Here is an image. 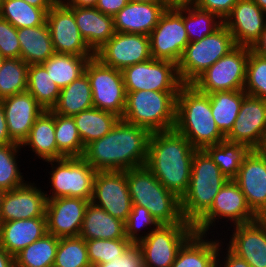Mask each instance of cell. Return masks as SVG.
<instances>
[{"label": "cell", "instance_id": "20", "mask_svg": "<svg viewBox=\"0 0 266 267\" xmlns=\"http://www.w3.org/2000/svg\"><path fill=\"white\" fill-rule=\"evenodd\" d=\"M245 195L251 211L259 218L266 211V158L251 150L233 179Z\"/></svg>", "mask_w": 266, "mask_h": 267}, {"label": "cell", "instance_id": "42", "mask_svg": "<svg viewBox=\"0 0 266 267\" xmlns=\"http://www.w3.org/2000/svg\"><path fill=\"white\" fill-rule=\"evenodd\" d=\"M222 25L223 21L212 12L202 10L195 5L184 7V26L189 43L211 35Z\"/></svg>", "mask_w": 266, "mask_h": 267}, {"label": "cell", "instance_id": "59", "mask_svg": "<svg viewBox=\"0 0 266 267\" xmlns=\"http://www.w3.org/2000/svg\"><path fill=\"white\" fill-rule=\"evenodd\" d=\"M256 150L266 158V132L264 133L260 146Z\"/></svg>", "mask_w": 266, "mask_h": 267}, {"label": "cell", "instance_id": "31", "mask_svg": "<svg viewBox=\"0 0 266 267\" xmlns=\"http://www.w3.org/2000/svg\"><path fill=\"white\" fill-rule=\"evenodd\" d=\"M29 147L40 160L57 159V144L55 138V113L44 110L36 119L28 137L21 147Z\"/></svg>", "mask_w": 266, "mask_h": 267}, {"label": "cell", "instance_id": "64", "mask_svg": "<svg viewBox=\"0 0 266 267\" xmlns=\"http://www.w3.org/2000/svg\"><path fill=\"white\" fill-rule=\"evenodd\" d=\"M259 219L266 222V211L259 217Z\"/></svg>", "mask_w": 266, "mask_h": 267}, {"label": "cell", "instance_id": "39", "mask_svg": "<svg viewBox=\"0 0 266 267\" xmlns=\"http://www.w3.org/2000/svg\"><path fill=\"white\" fill-rule=\"evenodd\" d=\"M27 92L44 110L49 111L58 101L60 88L53 82L41 64H31L28 67Z\"/></svg>", "mask_w": 266, "mask_h": 267}, {"label": "cell", "instance_id": "58", "mask_svg": "<svg viewBox=\"0 0 266 267\" xmlns=\"http://www.w3.org/2000/svg\"><path fill=\"white\" fill-rule=\"evenodd\" d=\"M28 4L41 8L51 9L59 0H24Z\"/></svg>", "mask_w": 266, "mask_h": 267}, {"label": "cell", "instance_id": "23", "mask_svg": "<svg viewBox=\"0 0 266 267\" xmlns=\"http://www.w3.org/2000/svg\"><path fill=\"white\" fill-rule=\"evenodd\" d=\"M232 227L227 247L251 267H266V222L258 218Z\"/></svg>", "mask_w": 266, "mask_h": 267}, {"label": "cell", "instance_id": "11", "mask_svg": "<svg viewBox=\"0 0 266 267\" xmlns=\"http://www.w3.org/2000/svg\"><path fill=\"white\" fill-rule=\"evenodd\" d=\"M84 73L90 82L94 107L122 118L126 104L122 71L106 66L93 57L87 62Z\"/></svg>", "mask_w": 266, "mask_h": 267}, {"label": "cell", "instance_id": "51", "mask_svg": "<svg viewBox=\"0 0 266 267\" xmlns=\"http://www.w3.org/2000/svg\"><path fill=\"white\" fill-rule=\"evenodd\" d=\"M225 242L220 240L219 252H218V259H217V267H251L244 259L240 258L236 254H234L227 246L226 250L223 249ZM223 244V245H222ZM222 249V250H221ZM226 252H224V251ZM222 252L226 253L225 257ZM222 254V255H220ZM224 257V258H223ZM222 258V260L220 259Z\"/></svg>", "mask_w": 266, "mask_h": 267}, {"label": "cell", "instance_id": "19", "mask_svg": "<svg viewBox=\"0 0 266 267\" xmlns=\"http://www.w3.org/2000/svg\"><path fill=\"white\" fill-rule=\"evenodd\" d=\"M89 200L62 197L47 200V233L58 238L79 236Z\"/></svg>", "mask_w": 266, "mask_h": 267}, {"label": "cell", "instance_id": "61", "mask_svg": "<svg viewBox=\"0 0 266 267\" xmlns=\"http://www.w3.org/2000/svg\"><path fill=\"white\" fill-rule=\"evenodd\" d=\"M266 13V0H252Z\"/></svg>", "mask_w": 266, "mask_h": 267}, {"label": "cell", "instance_id": "21", "mask_svg": "<svg viewBox=\"0 0 266 267\" xmlns=\"http://www.w3.org/2000/svg\"><path fill=\"white\" fill-rule=\"evenodd\" d=\"M223 24L236 46L252 48L266 25V13L252 0H239Z\"/></svg>", "mask_w": 266, "mask_h": 267}, {"label": "cell", "instance_id": "1", "mask_svg": "<svg viewBox=\"0 0 266 267\" xmlns=\"http://www.w3.org/2000/svg\"><path fill=\"white\" fill-rule=\"evenodd\" d=\"M151 132L119 119L111 131L85 146L82 158L96 171H126L146 165Z\"/></svg>", "mask_w": 266, "mask_h": 267}, {"label": "cell", "instance_id": "44", "mask_svg": "<svg viewBox=\"0 0 266 267\" xmlns=\"http://www.w3.org/2000/svg\"><path fill=\"white\" fill-rule=\"evenodd\" d=\"M20 144L0 145V187L5 191L24 185L27 181L19 169L18 156Z\"/></svg>", "mask_w": 266, "mask_h": 267}, {"label": "cell", "instance_id": "13", "mask_svg": "<svg viewBox=\"0 0 266 267\" xmlns=\"http://www.w3.org/2000/svg\"><path fill=\"white\" fill-rule=\"evenodd\" d=\"M148 36L153 59L178 64L189 43L184 26V7L167 8Z\"/></svg>", "mask_w": 266, "mask_h": 267}, {"label": "cell", "instance_id": "8", "mask_svg": "<svg viewBox=\"0 0 266 267\" xmlns=\"http://www.w3.org/2000/svg\"><path fill=\"white\" fill-rule=\"evenodd\" d=\"M45 162L52 167L48 172L50 194L45 191L47 200L62 197L91 200L97 171L82 157H64Z\"/></svg>", "mask_w": 266, "mask_h": 267}, {"label": "cell", "instance_id": "35", "mask_svg": "<svg viewBox=\"0 0 266 267\" xmlns=\"http://www.w3.org/2000/svg\"><path fill=\"white\" fill-rule=\"evenodd\" d=\"M93 57L95 56L54 53L41 65L53 82L62 89L84 74L87 62Z\"/></svg>", "mask_w": 266, "mask_h": 267}, {"label": "cell", "instance_id": "22", "mask_svg": "<svg viewBox=\"0 0 266 267\" xmlns=\"http://www.w3.org/2000/svg\"><path fill=\"white\" fill-rule=\"evenodd\" d=\"M46 204V192L34 182L27 181L24 185L5 192L0 223L46 217Z\"/></svg>", "mask_w": 266, "mask_h": 267}, {"label": "cell", "instance_id": "17", "mask_svg": "<svg viewBox=\"0 0 266 267\" xmlns=\"http://www.w3.org/2000/svg\"><path fill=\"white\" fill-rule=\"evenodd\" d=\"M46 23L55 53L95 56L81 36L74 13L60 0L47 13Z\"/></svg>", "mask_w": 266, "mask_h": 267}, {"label": "cell", "instance_id": "63", "mask_svg": "<svg viewBox=\"0 0 266 267\" xmlns=\"http://www.w3.org/2000/svg\"><path fill=\"white\" fill-rule=\"evenodd\" d=\"M4 60H5V58L2 56V53L0 52V69H1V66H2Z\"/></svg>", "mask_w": 266, "mask_h": 267}, {"label": "cell", "instance_id": "45", "mask_svg": "<svg viewBox=\"0 0 266 267\" xmlns=\"http://www.w3.org/2000/svg\"><path fill=\"white\" fill-rule=\"evenodd\" d=\"M85 242L92 267L119 258L132 245L128 239H92Z\"/></svg>", "mask_w": 266, "mask_h": 267}, {"label": "cell", "instance_id": "60", "mask_svg": "<svg viewBox=\"0 0 266 267\" xmlns=\"http://www.w3.org/2000/svg\"><path fill=\"white\" fill-rule=\"evenodd\" d=\"M130 2H139V3H164L163 0H128Z\"/></svg>", "mask_w": 266, "mask_h": 267}, {"label": "cell", "instance_id": "32", "mask_svg": "<svg viewBox=\"0 0 266 267\" xmlns=\"http://www.w3.org/2000/svg\"><path fill=\"white\" fill-rule=\"evenodd\" d=\"M94 107L89 79L84 73L69 85L60 89V94L52 112L62 116H74Z\"/></svg>", "mask_w": 266, "mask_h": 267}, {"label": "cell", "instance_id": "18", "mask_svg": "<svg viewBox=\"0 0 266 267\" xmlns=\"http://www.w3.org/2000/svg\"><path fill=\"white\" fill-rule=\"evenodd\" d=\"M266 132V99L246 95L226 141L247 145L256 150Z\"/></svg>", "mask_w": 266, "mask_h": 267}, {"label": "cell", "instance_id": "6", "mask_svg": "<svg viewBox=\"0 0 266 267\" xmlns=\"http://www.w3.org/2000/svg\"><path fill=\"white\" fill-rule=\"evenodd\" d=\"M179 91L139 90L126 92L121 119L151 133L174 129L176 97Z\"/></svg>", "mask_w": 266, "mask_h": 267}, {"label": "cell", "instance_id": "7", "mask_svg": "<svg viewBox=\"0 0 266 267\" xmlns=\"http://www.w3.org/2000/svg\"><path fill=\"white\" fill-rule=\"evenodd\" d=\"M236 47L233 36L223 24L211 35L187 44L177 64L183 84H191L217 60Z\"/></svg>", "mask_w": 266, "mask_h": 267}, {"label": "cell", "instance_id": "15", "mask_svg": "<svg viewBox=\"0 0 266 267\" xmlns=\"http://www.w3.org/2000/svg\"><path fill=\"white\" fill-rule=\"evenodd\" d=\"M90 202L126 222L132 210L126 171H97Z\"/></svg>", "mask_w": 266, "mask_h": 267}, {"label": "cell", "instance_id": "57", "mask_svg": "<svg viewBox=\"0 0 266 267\" xmlns=\"http://www.w3.org/2000/svg\"><path fill=\"white\" fill-rule=\"evenodd\" d=\"M167 8H178L195 5L197 0H163Z\"/></svg>", "mask_w": 266, "mask_h": 267}, {"label": "cell", "instance_id": "41", "mask_svg": "<svg viewBox=\"0 0 266 267\" xmlns=\"http://www.w3.org/2000/svg\"><path fill=\"white\" fill-rule=\"evenodd\" d=\"M29 65L21 58H7L0 69V100L27 91Z\"/></svg>", "mask_w": 266, "mask_h": 267}, {"label": "cell", "instance_id": "26", "mask_svg": "<svg viewBox=\"0 0 266 267\" xmlns=\"http://www.w3.org/2000/svg\"><path fill=\"white\" fill-rule=\"evenodd\" d=\"M89 48L95 53L115 34L114 17L95 7H68Z\"/></svg>", "mask_w": 266, "mask_h": 267}, {"label": "cell", "instance_id": "16", "mask_svg": "<svg viewBox=\"0 0 266 267\" xmlns=\"http://www.w3.org/2000/svg\"><path fill=\"white\" fill-rule=\"evenodd\" d=\"M95 57L104 65L123 70L152 58L148 35L134 33L115 34L99 50Z\"/></svg>", "mask_w": 266, "mask_h": 267}, {"label": "cell", "instance_id": "36", "mask_svg": "<svg viewBox=\"0 0 266 267\" xmlns=\"http://www.w3.org/2000/svg\"><path fill=\"white\" fill-rule=\"evenodd\" d=\"M59 238L46 233L17 253L15 267H53Z\"/></svg>", "mask_w": 266, "mask_h": 267}, {"label": "cell", "instance_id": "37", "mask_svg": "<svg viewBox=\"0 0 266 267\" xmlns=\"http://www.w3.org/2000/svg\"><path fill=\"white\" fill-rule=\"evenodd\" d=\"M49 11L50 9L32 6L24 0H0V17L16 29L45 24Z\"/></svg>", "mask_w": 266, "mask_h": 267}, {"label": "cell", "instance_id": "38", "mask_svg": "<svg viewBox=\"0 0 266 267\" xmlns=\"http://www.w3.org/2000/svg\"><path fill=\"white\" fill-rule=\"evenodd\" d=\"M204 150L228 179H234L238 175L244 158L251 151L247 145L226 140L207 146Z\"/></svg>", "mask_w": 266, "mask_h": 267}, {"label": "cell", "instance_id": "29", "mask_svg": "<svg viewBox=\"0 0 266 267\" xmlns=\"http://www.w3.org/2000/svg\"><path fill=\"white\" fill-rule=\"evenodd\" d=\"M79 236L85 240L127 239L125 236V222L111 216L104 209L91 202L85 209Z\"/></svg>", "mask_w": 266, "mask_h": 267}, {"label": "cell", "instance_id": "12", "mask_svg": "<svg viewBox=\"0 0 266 267\" xmlns=\"http://www.w3.org/2000/svg\"><path fill=\"white\" fill-rule=\"evenodd\" d=\"M219 219L220 222L224 219L227 222L230 220L231 226L251 223L258 219L249 208L245 195L233 179H229L220 189L210 209L193 226L197 233L209 235L208 231L216 226V222L219 223Z\"/></svg>", "mask_w": 266, "mask_h": 267}, {"label": "cell", "instance_id": "56", "mask_svg": "<svg viewBox=\"0 0 266 267\" xmlns=\"http://www.w3.org/2000/svg\"><path fill=\"white\" fill-rule=\"evenodd\" d=\"M0 267H15V257L0 247Z\"/></svg>", "mask_w": 266, "mask_h": 267}, {"label": "cell", "instance_id": "3", "mask_svg": "<svg viewBox=\"0 0 266 267\" xmlns=\"http://www.w3.org/2000/svg\"><path fill=\"white\" fill-rule=\"evenodd\" d=\"M174 129L197 150H204L225 140L213 118L209 95L200 92L192 84H183L179 89Z\"/></svg>", "mask_w": 266, "mask_h": 267}, {"label": "cell", "instance_id": "30", "mask_svg": "<svg viewBox=\"0 0 266 267\" xmlns=\"http://www.w3.org/2000/svg\"><path fill=\"white\" fill-rule=\"evenodd\" d=\"M20 58L28 65L42 64L55 52L47 23L17 29Z\"/></svg>", "mask_w": 266, "mask_h": 267}, {"label": "cell", "instance_id": "54", "mask_svg": "<svg viewBox=\"0 0 266 267\" xmlns=\"http://www.w3.org/2000/svg\"><path fill=\"white\" fill-rule=\"evenodd\" d=\"M251 50L259 56L266 58V25L261 32L259 40L253 45Z\"/></svg>", "mask_w": 266, "mask_h": 267}, {"label": "cell", "instance_id": "53", "mask_svg": "<svg viewBox=\"0 0 266 267\" xmlns=\"http://www.w3.org/2000/svg\"><path fill=\"white\" fill-rule=\"evenodd\" d=\"M7 144H17V143H15L9 135L4 109L0 101V145H7Z\"/></svg>", "mask_w": 266, "mask_h": 267}, {"label": "cell", "instance_id": "43", "mask_svg": "<svg viewBox=\"0 0 266 267\" xmlns=\"http://www.w3.org/2000/svg\"><path fill=\"white\" fill-rule=\"evenodd\" d=\"M53 267H92L85 239L81 236L59 238Z\"/></svg>", "mask_w": 266, "mask_h": 267}, {"label": "cell", "instance_id": "62", "mask_svg": "<svg viewBox=\"0 0 266 267\" xmlns=\"http://www.w3.org/2000/svg\"><path fill=\"white\" fill-rule=\"evenodd\" d=\"M5 190L0 187V218H1V211H2V202L5 195Z\"/></svg>", "mask_w": 266, "mask_h": 267}, {"label": "cell", "instance_id": "48", "mask_svg": "<svg viewBox=\"0 0 266 267\" xmlns=\"http://www.w3.org/2000/svg\"><path fill=\"white\" fill-rule=\"evenodd\" d=\"M0 52L7 58H20V42L17 29L0 17Z\"/></svg>", "mask_w": 266, "mask_h": 267}, {"label": "cell", "instance_id": "14", "mask_svg": "<svg viewBox=\"0 0 266 267\" xmlns=\"http://www.w3.org/2000/svg\"><path fill=\"white\" fill-rule=\"evenodd\" d=\"M126 92L139 90L179 91L183 85L179 78L177 64L149 59L122 70Z\"/></svg>", "mask_w": 266, "mask_h": 267}, {"label": "cell", "instance_id": "25", "mask_svg": "<svg viewBox=\"0 0 266 267\" xmlns=\"http://www.w3.org/2000/svg\"><path fill=\"white\" fill-rule=\"evenodd\" d=\"M166 9L165 3L129 1L114 16L115 32L149 35Z\"/></svg>", "mask_w": 266, "mask_h": 267}, {"label": "cell", "instance_id": "52", "mask_svg": "<svg viewBox=\"0 0 266 267\" xmlns=\"http://www.w3.org/2000/svg\"><path fill=\"white\" fill-rule=\"evenodd\" d=\"M128 2V0H98L95 8L106 15L114 17Z\"/></svg>", "mask_w": 266, "mask_h": 267}, {"label": "cell", "instance_id": "9", "mask_svg": "<svg viewBox=\"0 0 266 267\" xmlns=\"http://www.w3.org/2000/svg\"><path fill=\"white\" fill-rule=\"evenodd\" d=\"M250 49L249 47L236 46L199 75L191 84L205 94L217 91L243 90Z\"/></svg>", "mask_w": 266, "mask_h": 267}, {"label": "cell", "instance_id": "55", "mask_svg": "<svg viewBox=\"0 0 266 267\" xmlns=\"http://www.w3.org/2000/svg\"><path fill=\"white\" fill-rule=\"evenodd\" d=\"M67 7H95L98 0H60Z\"/></svg>", "mask_w": 266, "mask_h": 267}, {"label": "cell", "instance_id": "24", "mask_svg": "<svg viewBox=\"0 0 266 267\" xmlns=\"http://www.w3.org/2000/svg\"><path fill=\"white\" fill-rule=\"evenodd\" d=\"M0 101L4 109L9 135L15 143L21 145L44 109L27 91L3 98Z\"/></svg>", "mask_w": 266, "mask_h": 267}, {"label": "cell", "instance_id": "40", "mask_svg": "<svg viewBox=\"0 0 266 267\" xmlns=\"http://www.w3.org/2000/svg\"><path fill=\"white\" fill-rule=\"evenodd\" d=\"M55 138L57 159L64 157H82L85 147L73 117L55 113Z\"/></svg>", "mask_w": 266, "mask_h": 267}, {"label": "cell", "instance_id": "28", "mask_svg": "<svg viewBox=\"0 0 266 267\" xmlns=\"http://www.w3.org/2000/svg\"><path fill=\"white\" fill-rule=\"evenodd\" d=\"M219 246V239L195 232L180 248L171 267H217Z\"/></svg>", "mask_w": 266, "mask_h": 267}, {"label": "cell", "instance_id": "46", "mask_svg": "<svg viewBox=\"0 0 266 267\" xmlns=\"http://www.w3.org/2000/svg\"><path fill=\"white\" fill-rule=\"evenodd\" d=\"M243 90L247 95L266 99V58L251 49L246 66V79Z\"/></svg>", "mask_w": 266, "mask_h": 267}, {"label": "cell", "instance_id": "27", "mask_svg": "<svg viewBox=\"0 0 266 267\" xmlns=\"http://www.w3.org/2000/svg\"><path fill=\"white\" fill-rule=\"evenodd\" d=\"M46 233V217L1 222L0 247L15 256Z\"/></svg>", "mask_w": 266, "mask_h": 267}, {"label": "cell", "instance_id": "4", "mask_svg": "<svg viewBox=\"0 0 266 267\" xmlns=\"http://www.w3.org/2000/svg\"><path fill=\"white\" fill-rule=\"evenodd\" d=\"M228 180L205 150H196L189 186L180 199L183 219L194 225L210 209L215 196Z\"/></svg>", "mask_w": 266, "mask_h": 267}, {"label": "cell", "instance_id": "10", "mask_svg": "<svg viewBox=\"0 0 266 267\" xmlns=\"http://www.w3.org/2000/svg\"><path fill=\"white\" fill-rule=\"evenodd\" d=\"M190 223L160 224L137 243L145 267H171L183 244L195 233Z\"/></svg>", "mask_w": 266, "mask_h": 267}, {"label": "cell", "instance_id": "50", "mask_svg": "<svg viewBox=\"0 0 266 267\" xmlns=\"http://www.w3.org/2000/svg\"><path fill=\"white\" fill-rule=\"evenodd\" d=\"M238 1L239 0H197L195 6L202 10L212 12L224 21Z\"/></svg>", "mask_w": 266, "mask_h": 267}, {"label": "cell", "instance_id": "47", "mask_svg": "<svg viewBox=\"0 0 266 267\" xmlns=\"http://www.w3.org/2000/svg\"><path fill=\"white\" fill-rule=\"evenodd\" d=\"M159 225V222L145 207L132 205L131 213L125 222V236L132 244H137L143 238H146L147 235H149ZM144 228L149 229L147 232H142V234H140ZM143 234L144 236H142Z\"/></svg>", "mask_w": 266, "mask_h": 267}, {"label": "cell", "instance_id": "5", "mask_svg": "<svg viewBox=\"0 0 266 267\" xmlns=\"http://www.w3.org/2000/svg\"><path fill=\"white\" fill-rule=\"evenodd\" d=\"M132 205L145 207L159 224L189 223L182 217L180 198L167 190L144 165L126 170Z\"/></svg>", "mask_w": 266, "mask_h": 267}, {"label": "cell", "instance_id": "33", "mask_svg": "<svg viewBox=\"0 0 266 267\" xmlns=\"http://www.w3.org/2000/svg\"><path fill=\"white\" fill-rule=\"evenodd\" d=\"M84 147L108 134L120 117L92 107L72 116Z\"/></svg>", "mask_w": 266, "mask_h": 267}, {"label": "cell", "instance_id": "34", "mask_svg": "<svg viewBox=\"0 0 266 267\" xmlns=\"http://www.w3.org/2000/svg\"><path fill=\"white\" fill-rule=\"evenodd\" d=\"M208 95L213 118L220 132L226 137L234 126L243 98L247 94L244 90H237L217 91Z\"/></svg>", "mask_w": 266, "mask_h": 267}, {"label": "cell", "instance_id": "49", "mask_svg": "<svg viewBox=\"0 0 266 267\" xmlns=\"http://www.w3.org/2000/svg\"><path fill=\"white\" fill-rule=\"evenodd\" d=\"M93 267H145L141 249L132 244L119 258Z\"/></svg>", "mask_w": 266, "mask_h": 267}, {"label": "cell", "instance_id": "2", "mask_svg": "<svg viewBox=\"0 0 266 267\" xmlns=\"http://www.w3.org/2000/svg\"><path fill=\"white\" fill-rule=\"evenodd\" d=\"M195 149L175 129L152 132L146 167L158 181L178 198L187 192Z\"/></svg>", "mask_w": 266, "mask_h": 267}]
</instances>
